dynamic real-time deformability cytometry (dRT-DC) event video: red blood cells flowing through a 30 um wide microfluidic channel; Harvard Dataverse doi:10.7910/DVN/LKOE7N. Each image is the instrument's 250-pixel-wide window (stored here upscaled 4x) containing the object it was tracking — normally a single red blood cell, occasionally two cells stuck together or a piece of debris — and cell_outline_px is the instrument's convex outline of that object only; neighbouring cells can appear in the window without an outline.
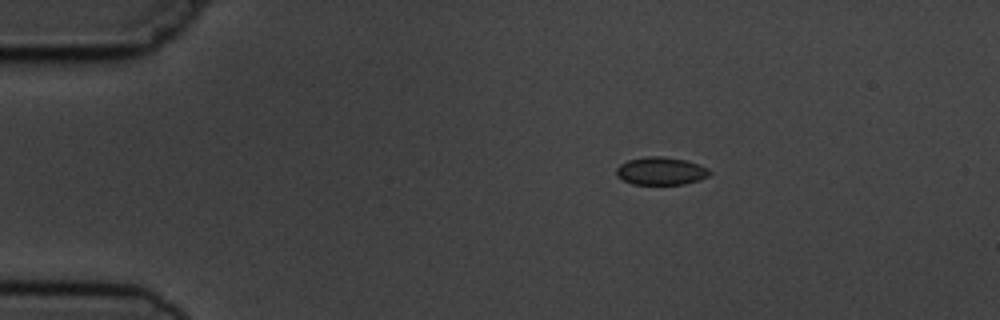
{"species": "common noctule bat (a hibernating species)", "species_latin": "Nyctalus noctula", "temperature_condition": "cold", "stored_images_in_passage": 7, "camera_frame_rate_fps": 3000, "um_per_image_px": 0.085, "animal": {"sex": "male", "body_mass_g": 19.5, "forearm_length_mm": 54.6}, "frame": {"image": 1, "passage_image": 1, "time_ms": 0.0, "image_size_px": [1000, 320], "cell_outline_px": [[712, 172], [708, 176], [684, 184], [632, 184], [616, 176], [616, 168], [620, 164], [628, 160], [648, 156], [664, 156], [684, 160], [708, 168]], "centroid_in_image_um": [56.14, 14.53], "position_along_channel_um": 28.9, "area_um2": 14.97}}
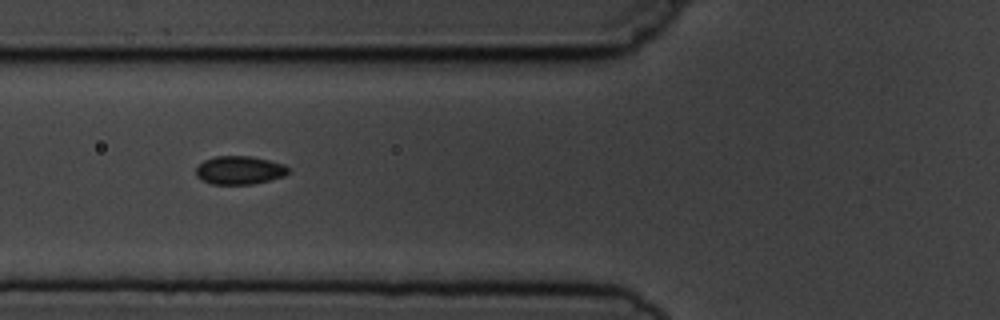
{"frame": {"image": 2, "passage_image": 4, "time_ms": 3.667, "image_size_px": [1000, 320], "cell_outline_px": [[288, 172], [284, 176], [252, 184], [212, 184], [196, 176], [196, 168], [204, 160], [216, 156], [252, 156], [284, 164], [288, 168]], "centroid_in_image_um": [20.35, 14.46], "position_along_channel_um": 105.4, "area_um2": 15.09}}
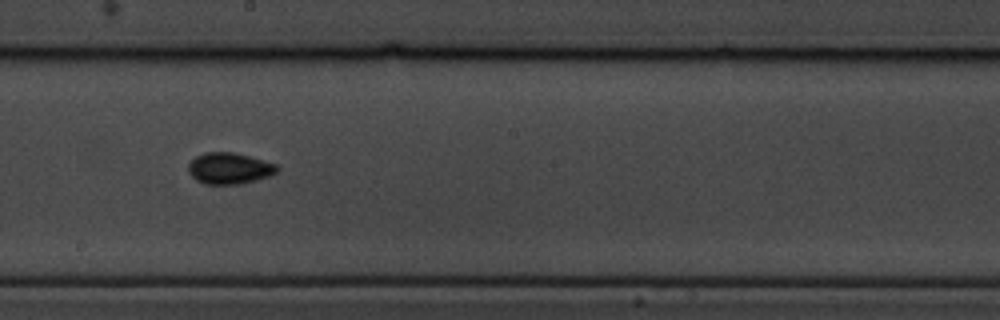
{"frame": {"image": 3, "passage_image": 7, "time_ms": 7.0, "image_size_px": [1000, 320], "cell_outline_px": [[280, 168], [276, 172], [268, 176], [256, 180], [240, 184], [204, 184], [196, 180], [188, 172], [188, 164], [196, 156], [204, 152], [232, 152], [248, 156], [276, 164]], "centroid_in_image_um": [19.47, 14.31], "position_along_channel_um": 228.7, "area_um2": 16.13}}